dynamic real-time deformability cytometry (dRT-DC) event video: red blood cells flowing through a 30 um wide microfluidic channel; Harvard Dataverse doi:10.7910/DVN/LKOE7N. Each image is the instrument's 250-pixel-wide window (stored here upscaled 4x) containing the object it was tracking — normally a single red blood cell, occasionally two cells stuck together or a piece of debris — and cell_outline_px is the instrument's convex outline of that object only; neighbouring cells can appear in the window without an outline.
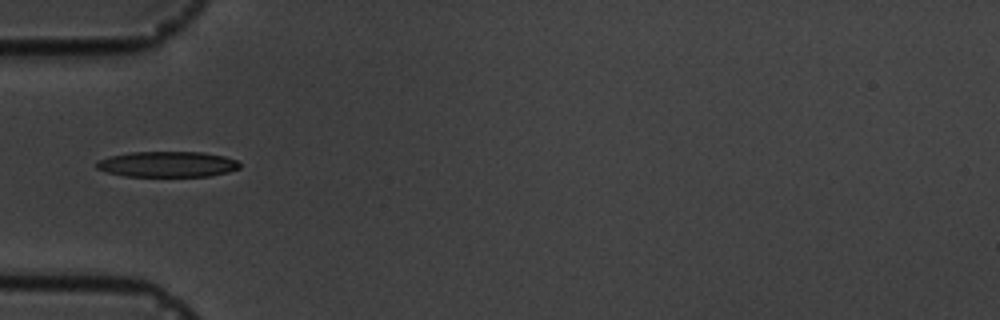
{"species": "common noctule bat (a hibernating species)", "species_latin": "Nyctalus noctula", "temperature_condition": "cold", "stored_images_in_passage": 2, "camera_frame_rate_fps": 3000, "um_per_image_px": 0.085, "animal": {"sex": "male", "body_mass_g": 19.5, "forearm_length_mm": 54.6}, "frame": {"image": 1, "passage_image": 1, "time_ms": 0.0, "image_size_px": [1000, 320], "cell_outline_px": [[240, 168], [228, 172], [208, 176], [124, 176], [108, 172], [96, 168], [96, 160], [108, 156], [128, 152], [204, 152], [224, 156], [236, 160], [240, 164]], "centroid_in_image_um": [14.2, 13.95], "position_along_channel_um": 70.8, "area_um2": 21.5}}
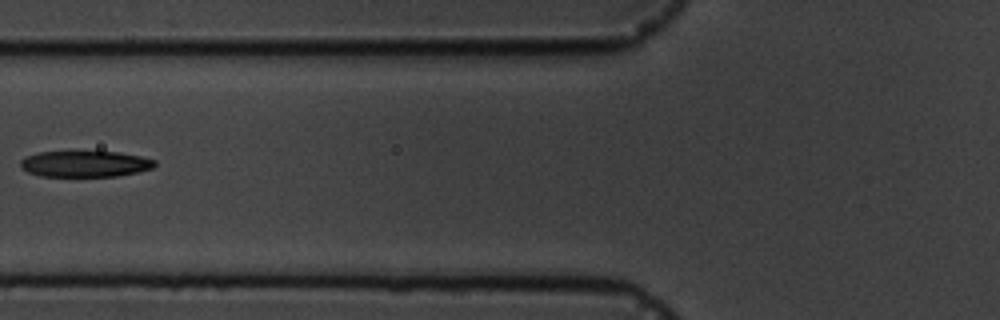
{"frame": {"image": 2, "passage_image": 2, "time_ms": 1.333, "image_size_px": [1000, 320], "cell_outline_px": [[156, 164], [152, 168], [140, 172], [116, 176], [40, 176], [28, 172], [20, 168], [20, 160], [28, 156], [40, 152], [116, 152], [140, 156], [156, 160]], "centroid_in_image_um": [7.24, 13.94], "position_along_channel_um": 118.6, "area_um2": 20.35}}